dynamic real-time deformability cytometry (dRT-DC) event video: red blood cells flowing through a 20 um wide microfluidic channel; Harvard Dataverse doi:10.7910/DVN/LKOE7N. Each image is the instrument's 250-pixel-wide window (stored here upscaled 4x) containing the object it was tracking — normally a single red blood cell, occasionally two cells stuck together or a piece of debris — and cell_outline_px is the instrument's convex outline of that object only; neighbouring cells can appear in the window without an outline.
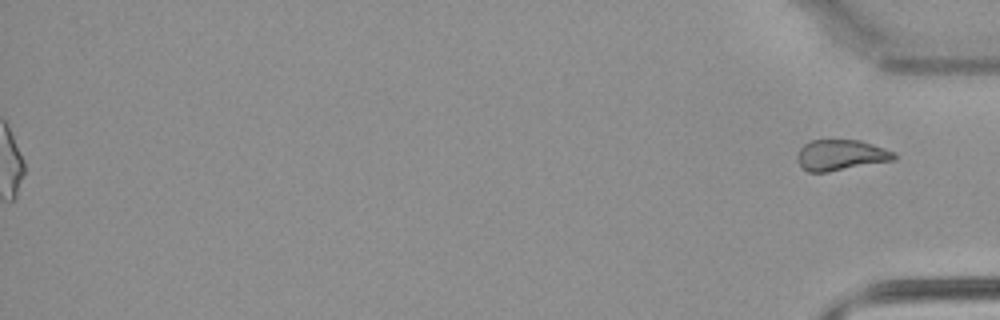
{"species": "common noctule bat (a hibernating species)", "species_latin": "Nyctalus noctula", "temperature_condition": "warm", "stored_images_in_passage": 33, "segment_of_instrument_passage": [2, 2], "camera_frame_rate_fps": 3000, "um_per_image_px": 0.085, "animal": {"sex": "male", "body_mass_g": 21.5, "forearm_length_mm": 52.0}, "frame": {"image": 1, "passage_image": 33, "time_ms": 10.667, "image_size_px": [1000, 320], "cell_outline_px": [[896, 160], [828, 172], [808, 172], [800, 164], [796, 156], [800, 148], [804, 144], [812, 140], [860, 140], [896, 152]], "centroid_in_image_um": [71.5, 13.18], "position_along_channel_um": 363.7, "area_um2": 17.4}}